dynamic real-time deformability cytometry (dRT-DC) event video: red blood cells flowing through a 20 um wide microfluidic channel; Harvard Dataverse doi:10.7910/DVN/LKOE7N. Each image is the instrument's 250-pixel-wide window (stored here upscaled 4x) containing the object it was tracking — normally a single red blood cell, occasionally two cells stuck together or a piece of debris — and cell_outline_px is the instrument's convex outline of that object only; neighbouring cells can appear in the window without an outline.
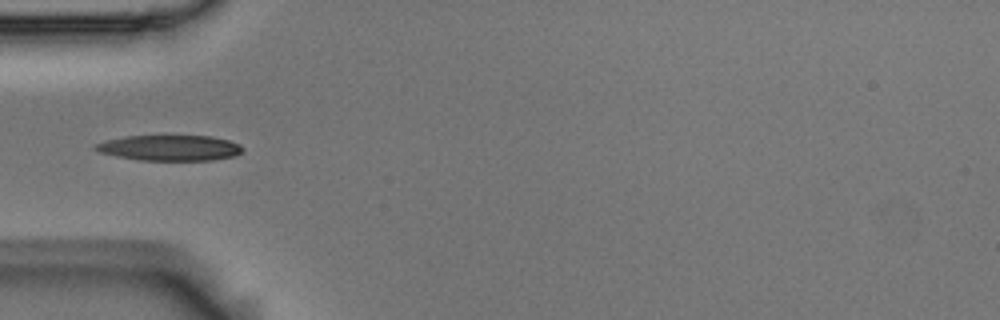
{"species": "Egyptian fruit bat (a non-hibernating species)", "species_latin": "Rousettus aegyptiacus", "temperature_condition": "room temperature", "stored_images_in_passage": 4, "camera_frame_rate_fps": 3000, "um_per_image_px": 0.085, "animal": {"sex": "male"}, "frame": {"image": 1, "passage_image": 4, "time_ms": 1.0, "image_size_px": [1000, 320], "cell_outline_px": [[244, 148], [236, 156], [212, 160], [140, 160], [116, 156], [100, 152], [92, 148], [92, 144], [108, 140], [128, 136], [212, 136], [228, 140], [240, 144]], "centroid_in_image_um": [14.43, 12.57], "position_along_channel_um": 70.6, "area_um2": 21.91}}